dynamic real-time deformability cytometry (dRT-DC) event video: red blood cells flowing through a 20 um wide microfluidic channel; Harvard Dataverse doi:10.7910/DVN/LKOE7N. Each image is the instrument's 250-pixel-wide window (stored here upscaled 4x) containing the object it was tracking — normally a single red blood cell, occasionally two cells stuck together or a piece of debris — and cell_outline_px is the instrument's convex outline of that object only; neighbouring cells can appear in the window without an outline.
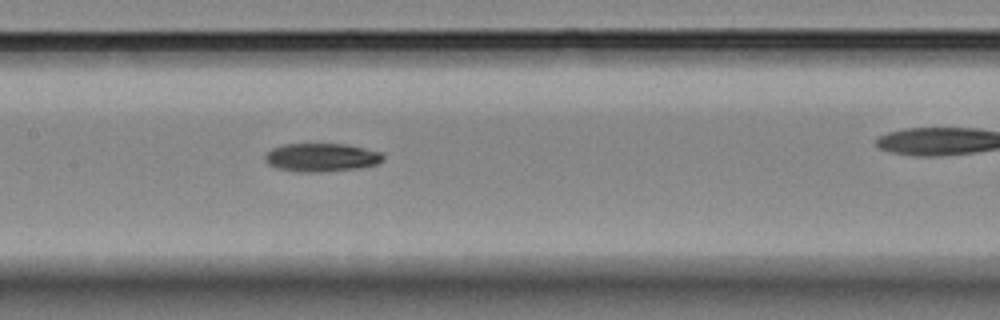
{"species": "Egyptian fruit bat (a non-hibernating species)", "species_latin": "Rousettus aegyptiacus", "temperature_condition": "room temperature", "stored_images_in_passage": 5, "camera_frame_rate_fps": 3000, "um_per_image_px": 0.085, "animal": {"sex": "female"}, "frame": {"image": 1, "passage_image": 4, "time_ms": 3.333, "image_size_px": [1000, 320], "cell_outline_px": [[384, 160], [376, 164], [360, 168], [324, 172], [300, 172], [276, 168], [268, 164], [264, 160], [264, 156], [272, 148], [284, 144], [348, 144], [380, 152], [384, 156]], "centroid_in_image_um": [27.32, 13.39], "position_along_channel_um": 180.1, "area_um2": 19.65}}